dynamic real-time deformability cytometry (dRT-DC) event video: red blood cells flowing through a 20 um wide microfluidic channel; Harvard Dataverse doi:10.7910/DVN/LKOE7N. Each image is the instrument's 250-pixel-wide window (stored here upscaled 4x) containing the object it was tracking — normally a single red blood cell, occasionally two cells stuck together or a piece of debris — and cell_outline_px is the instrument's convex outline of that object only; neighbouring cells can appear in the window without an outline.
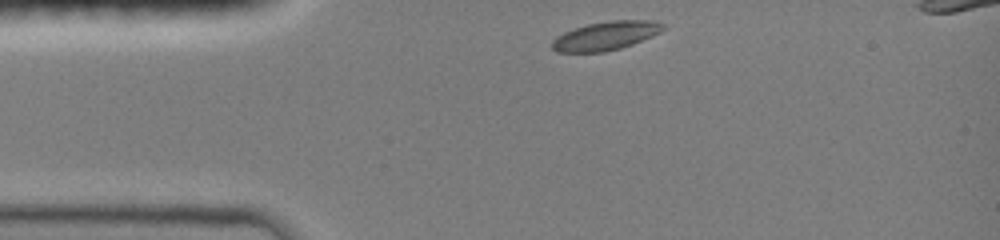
{"species": "common noctule bat (a hibernating species)", "species_latin": "Nyctalus noctula", "temperature_condition": "room temperature", "stored_images_in_passage": 33, "camera_frame_rate_fps": 3000, "um_per_image_px": 0.085, "animal": {"sex": "female", "body_mass_g": 19.0, "forearm_length_mm": 51.5}, "frame": {"image": 1, "passage_image": 1, "time_ms": 0.0, "image_size_px": [1000, 240], "cell_outline_px": [[668, 28], [652, 36], [632, 44], [620, 48], [604, 52], [556, 52], [552, 48], [552, 40], [556, 36], [564, 32], [588, 24], [612, 20], [652, 20], [668, 24]], "centroid_in_image_um": [51.54, 3.03], "position_along_channel_um": 33.5, "area_um2": 18.67}}
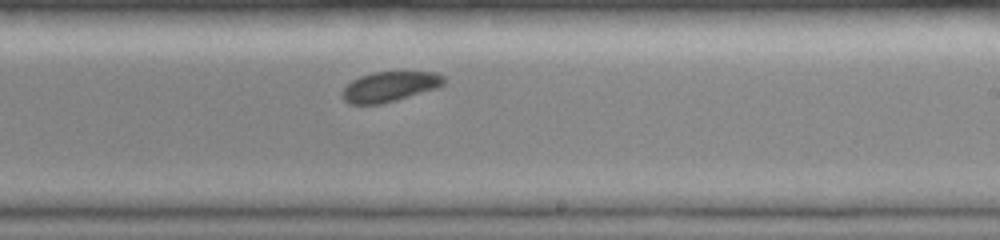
{"frame": {"image": 2, "passage_image": 20, "time_ms": 6.333, "image_size_px": [1000, 240], "cell_outline_px": [[444, 84], [440, 88], [396, 100], [380, 104], [348, 104], [340, 96], [344, 88], [352, 80], [360, 76], [372, 72], [436, 72], [444, 76]], "centroid_in_image_um": [33.13, 7.37], "position_along_channel_um": 255.9, "area_um2": 17.98}}
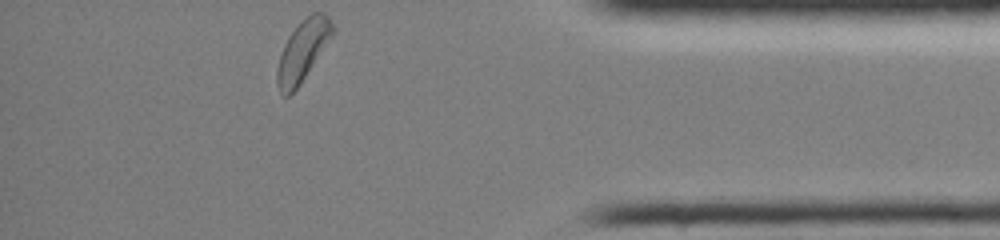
{"frame": {"image": 3, "passage_image": 33, "time_ms": 10.667, "image_size_px": [1000, 240], "cell_outline_px": [[336, 28], [300, 84], [288, 96], [284, 96], [280, 92], [276, 84], [276, 68], [284, 44], [288, 36], [300, 20], [312, 12], [324, 12], [328, 16]], "centroid_in_image_um": [25.7, 4.28], "position_along_channel_um": 409.5, "area_um2": 19.48}, "authors_computed_cell_mechanics": {"area_um2": 18.6694, "velocity_mm_per_s": 4.0047, "shape_relaxation_time_tau1_ms": 1.5166, "shape_relaxation_time_tau2_ms": null, "deformation_change_tau1": 0.0518, "deformation_change_tau2": null}}